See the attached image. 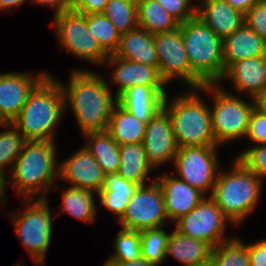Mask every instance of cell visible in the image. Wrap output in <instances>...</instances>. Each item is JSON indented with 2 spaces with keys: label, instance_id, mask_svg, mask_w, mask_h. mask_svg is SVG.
Instances as JSON below:
<instances>
[{
  "label": "cell",
  "instance_id": "obj_1",
  "mask_svg": "<svg viewBox=\"0 0 266 266\" xmlns=\"http://www.w3.org/2000/svg\"><path fill=\"white\" fill-rule=\"evenodd\" d=\"M64 91L65 111L74 112L81 133L106 131L118 98L113 97L106 78L97 72L73 69L67 85L60 81Z\"/></svg>",
  "mask_w": 266,
  "mask_h": 266
},
{
  "label": "cell",
  "instance_id": "obj_2",
  "mask_svg": "<svg viewBox=\"0 0 266 266\" xmlns=\"http://www.w3.org/2000/svg\"><path fill=\"white\" fill-rule=\"evenodd\" d=\"M56 143L51 140L27 141L9 174L14 190L23 199H47L49 190L60 189Z\"/></svg>",
  "mask_w": 266,
  "mask_h": 266
},
{
  "label": "cell",
  "instance_id": "obj_3",
  "mask_svg": "<svg viewBox=\"0 0 266 266\" xmlns=\"http://www.w3.org/2000/svg\"><path fill=\"white\" fill-rule=\"evenodd\" d=\"M48 73L30 92L12 124L27 141H55V129L65 114L64 91L59 80Z\"/></svg>",
  "mask_w": 266,
  "mask_h": 266
},
{
  "label": "cell",
  "instance_id": "obj_4",
  "mask_svg": "<svg viewBox=\"0 0 266 266\" xmlns=\"http://www.w3.org/2000/svg\"><path fill=\"white\" fill-rule=\"evenodd\" d=\"M201 94V88H188L170 102L169 95L164 98L162 108L169 114L178 147L218 146L212 131L210 105Z\"/></svg>",
  "mask_w": 266,
  "mask_h": 266
},
{
  "label": "cell",
  "instance_id": "obj_5",
  "mask_svg": "<svg viewBox=\"0 0 266 266\" xmlns=\"http://www.w3.org/2000/svg\"><path fill=\"white\" fill-rule=\"evenodd\" d=\"M262 179L237 158L227 172L220 168L210 197L234 226L240 225L256 207L261 196Z\"/></svg>",
  "mask_w": 266,
  "mask_h": 266
},
{
  "label": "cell",
  "instance_id": "obj_6",
  "mask_svg": "<svg viewBox=\"0 0 266 266\" xmlns=\"http://www.w3.org/2000/svg\"><path fill=\"white\" fill-rule=\"evenodd\" d=\"M191 70L205 83H219L224 76L223 40L198 16L180 23Z\"/></svg>",
  "mask_w": 266,
  "mask_h": 266
},
{
  "label": "cell",
  "instance_id": "obj_7",
  "mask_svg": "<svg viewBox=\"0 0 266 266\" xmlns=\"http://www.w3.org/2000/svg\"><path fill=\"white\" fill-rule=\"evenodd\" d=\"M201 92L212 96L210 107L212 131L217 145L245 138L251 112L256 106V100L240 98L236 93L225 90L219 83H208L201 87ZM237 95V96H236ZM252 101V102H251Z\"/></svg>",
  "mask_w": 266,
  "mask_h": 266
},
{
  "label": "cell",
  "instance_id": "obj_8",
  "mask_svg": "<svg viewBox=\"0 0 266 266\" xmlns=\"http://www.w3.org/2000/svg\"><path fill=\"white\" fill-rule=\"evenodd\" d=\"M23 206V212L9 213V219L36 266H45L55 217L52 218L48 199H23Z\"/></svg>",
  "mask_w": 266,
  "mask_h": 266
},
{
  "label": "cell",
  "instance_id": "obj_9",
  "mask_svg": "<svg viewBox=\"0 0 266 266\" xmlns=\"http://www.w3.org/2000/svg\"><path fill=\"white\" fill-rule=\"evenodd\" d=\"M53 20L54 31L62 48L76 58L103 66L109 55L89 32L86 14L71 9L54 15Z\"/></svg>",
  "mask_w": 266,
  "mask_h": 266
},
{
  "label": "cell",
  "instance_id": "obj_10",
  "mask_svg": "<svg viewBox=\"0 0 266 266\" xmlns=\"http://www.w3.org/2000/svg\"><path fill=\"white\" fill-rule=\"evenodd\" d=\"M217 147L219 146L178 147L173 163L176 176L210 196L221 168Z\"/></svg>",
  "mask_w": 266,
  "mask_h": 266
},
{
  "label": "cell",
  "instance_id": "obj_11",
  "mask_svg": "<svg viewBox=\"0 0 266 266\" xmlns=\"http://www.w3.org/2000/svg\"><path fill=\"white\" fill-rule=\"evenodd\" d=\"M149 183L139 186L129 199L125 213L118 220L122 228L135 231L160 228L169 220L160 186L153 178Z\"/></svg>",
  "mask_w": 266,
  "mask_h": 266
},
{
  "label": "cell",
  "instance_id": "obj_12",
  "mask_svg": "<svg viewBox=\"0 0 266 266\" xmlns=\"http://www.w3.org/2000/svg\"><path fill=\"white\" fill-rule=\"evenodd\" d=\"M155 49L159 59L161 77L170 83L180 80L187 88H201L205 83L191 70L181 28L154 35Z\"/></svg>",
  "mask_w": 266,
  "mask_h": 266
},
{
  "label": "cell",
  "instance_id": "obj_13",
  "mask_svg": "<svg viewBox=\"0 0 266 266\" xmlns=\"http://www.w3.org/2000/svg\"><path fill=\"white\" fill-rule=\"evenodd\" d=\"M227 222L231 223L215 201L206 196L193 210L175 221V230L216 247L233 238L225 236Z\"/></svg>",
  "mask_w": 266,
  "mask_h": 266
},
{
  "label": "cell",
  "instance_id": "obj_14",
  "mask_svg": "<svg viewBox=\"0 0 266 266\" xmlns=\"http://www.w3.org/2000/svg\"><path fill=\"white\" fill-rule=\"evenodd\" d=\"M111 69V83L117 85L115 96L119 98L127 89L134 86L152 87L163 98L167 96L166 81L161 77L158 67L132 62L109 55L103 66Z\"/></svg>",
  "mask_w": 266,
  "mask_h": 266
},
{
  "label": "cell",
  "instance_id": "obj_15",
  "mask_svg": "<svg viewBox=\"0 0 266 266\" xmlns=\"http://www.w3.org/2000/svg\"><path fill=\"white\" fill-rule=\"evenodd\" d=\"M142 145L154 170L165 163H174L178 145L169 114L163 108L147 123Z\"/></svg>",
  "mask_w": 266,
  "mask_h": 266
},
{
  "label": "cell",
  "instance_id": "obj_16",
  "mask_svg": "<svg viewBox=\"0 0 266 266\" xmlns=\"http://www.w3.org/2000/svg\"><path fill=\"white\" fill-rule=\"evenodd\" d=\"M48 73L33 75L26 72L0 73V120L12 123L19 115L34 87Z\"/></svg>",
  "mask_w": 266,
  "mask_h": 266
},
{
  "label": "cell",
  "instance_id": "obj_17",
  "mask_svg": "<svg viewBox=\"0 0 266 266\" xmlns=\"http://www.w3.org/2000/svg\"><path fill=\"white\" fill-rule=\"evenodd\" d=\"M59 178L69 182L71 187L98 193L103 187L105 174L96 159L83 145L69 158L59 163Z\"/></svg>",
  "mask_w": 266,
  "mask_h": 266
},
{
  "label": "cell",
  "instance_id": "obj_18",
  "mask_svg": "<svg viewBox=\"0 0 266 266\" xmlns=\"http://www.w3.org/2000/svg\"><path fill=\"white\" fill-rule=\"evenodd\" d=\"M156 178L163 193L168 219L173 223L188 214L206 197L178 176L164 173Z\"/></svg>",
  "mask_w": 266,
  "mask_h": 266
},
{
  "label": "cell",
  "instance_id": "obj_19",
  "mask_svg": "<svg viewBox=\"0 0 266 266\" xmlns=\"http://www.w3.org/2000/svg\"><path fill=\"white\" fill-rule=\"evenodd\" d=\"M225 79L232 81L238 94L256 99L266 93V60L261 56L234 62L225 70L219 83L222 84Z\"/></svg>",
  "mask_w": 266,
  "mask_h": 266
},
{
  "label": "cell",
  "instance_id": "obj_20",
  "mask_svg": "<svg viewBox=\"0 0 266 266\" xmlns=\"http://www.w3.org/2000/svg\"><path fill=\"white\" fill-rule=\"evenodd\" d=\"M197 16L222 40L241 27L245 15L225 0H201Z\"/></svg>",
  "mask_w": 266,
  "mask_h": 266
},
{
  "label": "cell",
  "instance_id": "obj_21",
  "mask_svg": "<svg viewBox=\"0 0 266 266\" xmlns=\"http://www.w3.org/2000/svg\"><path fill=\"white\" fill-rule=\"evenodd\" d=\"M114 55L152 67L159 65L154 36L140 27L121 35L119 47Z\"/></svg>",
  "mask_w": 266,
  "mask_h": 266
},
{
  "label": "cell",
  "instance_id": "obj_22",
  "mask_svg": "<svg viewBox=\"0 0 266 266\" xmlns=\"http://www.w3.org/2000/svg\"><path fill=\"white\" fill-rule=\"evenodd\" d=\"M263 38L245 23L223 40V63L225 70L234 62L262 56Z\"/></svg>",
  "mask_w": 266,
  "mask_h": 266
},
{
  "label": "cell",
  "instance_id": "obj_23",
  "mask_svg": "<svg viewBox=\"0 0 266 266\" xmlns=\"http://www.w3.org/2000/svg\"><path fill=\"white\" fill-rule=\"evenodd\" d=\"M164 98L152 87L134 86L127 89L118 103L142 122L148 123L162 109Z\"/></svg>",
  "mask_w": 266,
  "mask_h": 266
},
{
  "label": "cell",
  "instance_id": "obj_24",
  "mask_svg": "<svg viewBox=\"0 0 266 266\" xmlns=\"http://www.w3.org/2000/svg\"><path fill=\"white\" fill-rule=\"evenodd\" d=\"M138 187L139 185L126 180L119 173L108 174L105 175L103 187L96 196L104 209L116 214L119 220Z\"/></svg>",
  "mask_w": 266,
  "mask_h": 266
},
{
  "label": "cell",
  "instance_id": "obj_25",
  "mask_svg": "<svg viewBox=\"0 0 266 266\" xmlns=\"http://www.w3.org/2000/svg\"><path fill=\"white\" fill-rule=\"evenodd\" d=\"M212 248L207 242L190 238L174 229L168 238L166 258L172 256L184 266H195L211 257Z\"/></svg>",
  "mask_w": 266,
  "mask_h": 266
},
{
  "label": "cell",
  "instance_id": "obj_26",
  "mask_svg": "<svg viewBox=\"0 0 266 266\" xmlns=\"http://www.w3.org/2000/svg\"><path fill=\"white\" fill-rule=\"evenodd\" d=\"M146 127L147 123L142 122L117 103L111 113L106 131L121 146L142 143Z\"/></svg>",
  "mask_w": 266,
  "mask_h": 266
},
{
  "label": "cell",
  "instance_id": "obj_27",
  "mask_svg": "<svg viewBox=\"0 0 266 266\" xmlns=\"http://www.w3.org/2000/svg\"><path fill=\"white\" fill-rule=\"evenodd\" d=\"M84 146L96 159L105 175L118 173L120 168L119 145L107 131L88 132Z\"/></svg>",
  "mask_w": 266,
  "mask_h": 266
},
{
  "label": "cell",
  "instance_id": "obj_28",
  "mask_svg": "<svg viewBox=\"0 0 266 266\" xmlns=\"http://www.w3.org/2000/svg\"><path fill=\"white\" fill-rule=\"evenodd\" d=\"M97 193L84 188L71 187L67 185L62 192V210L57 212L55 217L67 212L74 218L92 224L97 219V203L95 196ZM63 211V212H62Z\"/></svg>",
  "mask_w": 266,
  "mask_h": 266
},
{
  "label": "cell",
  "instance_id": "obj_29",
  "mask_svg": "<svg viewBox=\"0 0 266 266\" xmlns=\"http://www.w3.org/2000/svg\"><path fill=\"white\" fill-rule=\"evenodd\" d=\"M120 168L118 173L139 186L146 185L149 180V171L153 170L148 161L142 143L124 144L119 147Z\"/></svg>",
  "mask_w": 266,
  "mask_h": 266
},
{
  "label": "cell",
  "instance_id": "obj_30",
  "mask_svg": "<svg viewBox=\"0 0 266 266\" xmlns=\"http://www.w3.org/2000/svg\"><path fill=\"white\" fill-rule=\"evenodd\" d=\"M138 27L157 35L170 32L180 26V22L169 14L157 0H137Z\"/></svg>",
  "mask_w": 266,
  "mask_h": 266
},
{
  "label": "cell",
  "instance_id": "obj_31",
  "mask_svg": "<svg viewBox=\"0 0 266 266\" xmlns=\"http://www.w3.org/2000/svg\"><path fill=\"white\" fill-rule=\"evenodd\" d=\"M0 127L5 129L0 132V175L8 178L6 177L7 171L4 170L10 166L8 167L10 168L8 174H10L15 160L23 150L27 140L12 123H3Z\"/></svg>",
  "mask_w": 266,
  "mask_h": 266
},
{
  "label": "cell",
  "instance_id": "obj_32",
  "mask_svg": "<svg viewBox=\"0 0 266 266\" xmlns=\"http://www.w3.org/2000/svg\"><path fill=\"white\" fill-rule=\"evenodd\" d=\"M102 14L120 35L138 27L137 0H108Z\"/></svg>",
  "mask_w": 266,
  "mask_h": 266
},
{
  "label": "cell",
  "instance_id": "obj_33",
  "mask_svg": "<svg viewBox=\"0 0 266 266\" xmlns=\"http://www.w3.org/2000/svg\"><path fill=\"white\" fill-rule=\"evenodd\" d=\"M87 28L108 55L115 54L121 35L107 16L102 13L88 14Z\"/></svg>",
  "mask_w": 266,
  "mask_h": 266
},
{
  "label": "cell",
  "instance_id": "obj_34",
  "mask_svg": "<svg viewBox=\"0 0 266 266\" xmlns=\"http://www.w3.org/2000/svg\"><path fill=\"white\" fill-rule=\"evenodd\" d=\"M160 228L140 231L141 257L153 266H161L166 262V248L170 233Z\"/></svg>",
  "mask_w": 266,
  "mask_h": 266
},
{
  "label": "cell",
  "instance_id": "obj_35",
  "mask_svg": "<svg viewBox=\"0 0 266 266\" xmlns=\"http://www.w3.org/2000/svg\"><path fill=\"white\" fill-rule=\"evenodd\" d=\"M211 258L215 266H250L248 247L242 239L235 236L213 247Z\"/></svg>",
  "mask_w": 266,
  "mask_h": 266
},
{
  "label": "cell",
  "instance_id": "obj_36",
  "mask_svg": "<svg viewBox=\"0 0 266 266\" xmlns=\"http://www.w3.org/2000/svg\"><path fill=\"white\" fill-rule=\"evenodd\" d=\"M115 253L110 260L114 262H128L141 257L140 231L121 228L114 240Z\"/></svg>",
  "mask_w": 266,
  "mask_h": 266
},
{
  "label": "cell",
  "instance_id": "obj_37",
  "mask_svg": "<svg viewBox=\"0 0 266 266\" xmlns=\"http://www.w3.org/2000/svg\"><path fill=\"white\" fill-rule=\"evenodd\" d=\"M236 158L261 179L266 177V144L248 147V149L238 153Z\"/></svg>",
  "mask_w": 266,
  "mask_h": 266
},
{
  "label": "cell",
  "instance_id": "obj_38",
  "mask_svg": "<svg viewBox=\"0 0 266 266\" xmlns=\"http://www.w3.org/2000/svg\"><path fill=\"white\" fill-rule=\"evenodd\" d=\"M160 5L180 23L197 16V4L192 0H157Z\"/></svg>",
  "mask_w": 266,
  "mask_h": 266
},
{
  "label": "cell",
  "instance_id": "obj_39",
  "mask_svg": "<svg viewBox=\"0 0 266 266\" xmlns=\"http://www.w3.org/2000/svg\"><path fill=\"white\" fill-rule=\"evenodd\" d=\"M245 138L254 145L266 144V115L256 106L251 112Z\"/></svg>",
  "mask_w": 266,
  "mask_h": 266
},
{
  "label": "cell",
  "instance_id": "obj_40",
  "mask_svg": "<svg viewBox=\"0 0 266 266\" xmlns=\"http://www.w3.org/2000/svg\"><path fill=\"white\" fill-rule=\"evenodd\" d=\"M244 23L263 39L266 38V0H259L248 10Z\"/></svg>",
  "mask_w": 266,
  "mask_h": 266
},
{
  "label": "cell",
  "instance_id": "obj_41",
  "mask_svg": "<svg viewBox=\"0 0 266 266\" xmlns=\"http://www.w3.org/2000/svg\"><path fill=\"white\" fill-rule=\"evenodd\" d=\"M108 0H73L71 9L82 14L102 13Z\"/></svg>",
  "mask_w": 266,
  "mask_h": 266
},
{
  "label": "cell",
  "instance_id": "obj_42",
  "mask_svg": "<svg viewBox=\"0 0 266 266\" xmlns=\"http://www.w3.org/2000/svg\"><path fill=\"white\" fill-rule=\"evenodd\" d=\"M245 245L248 247L250 266H266V239Z\"/></svg>",
  "mask_w": 266,
  "mask_h": 266
},
{
  "label": "cell",
  "instance_id": "obj_43",
  "mask_svg": "<svg viewBox=\"0 0 266 266\" xmlns=\"http://www.w3.org/2000/svg\"><path fill=\"white\" fill-rule=\"evenodd\" d=\"M32 2L40 6L53 7L55 9L54 15H56L71 10L73 0H32Z\"/></svg>",
  "mask_w": 266,
  "mask_h": 266
},
{
  "label": "cell",
  "instance_id": "obj_44",
  "mask_svg": "<svg viewBox=\"0 0 266 266\" xmlns=\"http://www.w3.org/2000/svg\"><path fill=\"white\" fill-rule=\"evenodd\" d=\"M229 3L234 9L240 11L244 15L248 10L256 4L259 0H225Z\"/></svg>",
  "mask_w": 266,
  "mask_h": 266
},
{
  "label": "cell",
  "instance_id": "obj_45",
  "mask_svg": "<svg viewBox=\"0 0 266 266\" xmlns=\"http://www.w3.org/2000/svg\"><path fill=\"white\" fill-rule=\"evenodd\" d=\"M26 0H0V11H9L24 4Z\"/></svg>",
  "mask_w": 266,
  "mask_h": 266
},
{
  "label": "cell",
  "instance_id": "obj_46",
  "mask_svg": "<svg viewBox=\"0 0 266 266\" xmlns=\"http://www.w3.org/2000/svg\"><path fill=\"white\" fill-rule=\"evenodd\" d=\"M121 266H153L150 262H148L145 258L140 257L133 261L128 262H117Z\"/></svg>",
  "mask_w": 266,
  "mask_h": 266
},
{
  "label": "cell",
  "instance_id": "obj_47",
  "mask_svg": "<svg viewBox=\"0 0 266 266\" xmlns=\"http://www.w3.org/2000/svg\"><path fill=\"white\" fill-rule=\"evenodd\" d=\"M6 179L7 178H4L3 176L0 175V204L1 205H5L4 204L6 202L5 200H7L6 199L7 194H5L6 193L5 191H6V187H8L7 186L8 183H6L7 182Z\"/></svg>",
  "mask_w": 266,
  "mask_h": 266
},
{
  "label": "cell",
  "instance_id": "obj_48",
  "mask_svg": "<svg viewBox=\"0 0 266 266\" xmlns=\"http://www.w3.org/2000/svg\"><path fill=\"white\" fill-rule=\"evenodd\" d=\"M256 107L266 115V93L256 99Z\"/></svg>",
  "mask_w": 266,
  "mask_h": 266
},
{
  "label": "cell",
  "instance_id": "obj_49",
  "mask_svg": "<svg viewBox=\"0 0 266 266\" xmlns=\"http://www.w3.org/2000/svg\"><path fill=\"white\" fill-rule=\"evenodd\" d=\"M195 266H215L214 260L210 257L208 260L201 262Z\"/></svg>",
  "mask_w": 266,
  "mask_h": 266
},
{
  "label": "cell",
  "instance_id": "obj_50",
  "mask_svg": "<svg viewBox=\"0 0 266 266\" xmlns=\"http://www.w3.org/2000/svg\"><path fill=\"white\" fill-rule=\"evenodd\" d=\"M102 266H121L119 263L114 262L112 260H110L109 258H107V260L105 261V263Z\"/></svg>",
  "mask_w": 266,
  "mask_h": 266
},
{
  "label": "cell",
  "instance_id": "obj_51",
  "mask_svg": "<svg viewBox=\"0 0 266 266\" xmlns=\"http://www.w3.org/2000/svg\"><path fill=\"white\" fill-rule=\"evenodd\" d=\"M262 57L266 60V38L263 39V44H262Z\"/></svg>",
  "mask_w": 266,
  "mask_h": 266
}]
</instances>
